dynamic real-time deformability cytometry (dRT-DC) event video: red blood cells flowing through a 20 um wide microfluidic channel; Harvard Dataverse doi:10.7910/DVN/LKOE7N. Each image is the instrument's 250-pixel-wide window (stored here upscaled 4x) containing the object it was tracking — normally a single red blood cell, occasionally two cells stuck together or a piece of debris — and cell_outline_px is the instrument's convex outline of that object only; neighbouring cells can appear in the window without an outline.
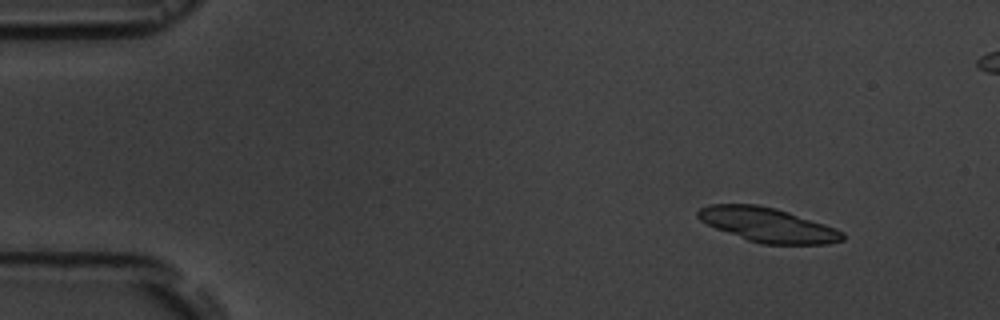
{"species": "common noctule bat (a hibernating species)", "species_latin": "Nyctalus noctula", "temperature_condition": "room temperature", "stored_images_in_passage": 4, "camera_frame_rate_fps": 3000, "um_per_image_px": 0.085, "animal": {"sex": "male", "body_mass_g": 19.5, "forearm_length_mm": 54.6}, "frame": {"image": 1, "passage_image": 1, "time_ms": 0.0, "image_size_px": [1000, 320], "cell_outline_px": [[844, 240], [828, 244], [760, 244], [748, 240], [716, 228], [700, 220], [696, 216], [696, 212], [700, 208], [708, 204], [756, 204], [776, 208], [836, 228], [844, 232]], "centroid_in_image_um": [65.26, 19.11], "position_along_channel_um": 19.7, "area_um2": 28.84}}